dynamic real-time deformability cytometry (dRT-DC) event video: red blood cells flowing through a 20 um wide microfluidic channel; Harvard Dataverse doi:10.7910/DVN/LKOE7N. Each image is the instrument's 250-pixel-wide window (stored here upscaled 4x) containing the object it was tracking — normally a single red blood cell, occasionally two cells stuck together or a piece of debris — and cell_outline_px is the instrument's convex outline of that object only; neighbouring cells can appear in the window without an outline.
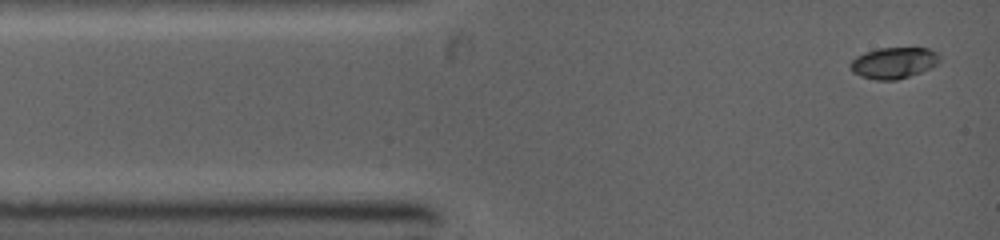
{"species": "common noctule bat (a hibernating species)", "species_latin": "Nyctalus noctula", "temperature_condition": "warm", "stored_images_in_passage": 35, "camera_frame_rate_fps": 5000, "um_per_image_px": 0.085, "animal": {"sex": "female", "body_mass_g": 19.0, "forearm_length_mm": 53.3}, "frame": {"image": 1, "passage_image": 1, "time_ms": 0.0, "image_size_px": [1000, 240], "cell_outline_px": [[940, 60], [932, 68], [896, 80], [876, 80], [860, 76], [852, 72], [848, 64], [856, 56], [864, 52], [876, 48], [928, 48], [936, 52], [940, 56]], "centroid_in_image_um": [75.93, 5.34], "position_along_channel_um": 9.1, "area_um2": 16.36}}
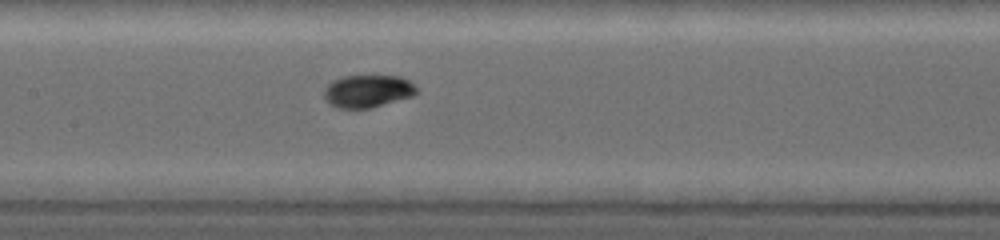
{"frame": {"image": 2, "passage_image": 15, "time_ms": 4.8, "image_size_px": [1000, 240], "cell_outline_px": [[420, 92], [412, 96], [372, 108], [340, 108], [332, 104], [324, 96], [324, 88], [332, 80], [344, 76], [400, 76], [408, 80]], "centroid_in_image_um": [31.27, 7.74], "position_along_channel_um": 176.1, "area_um2": 17.46}}
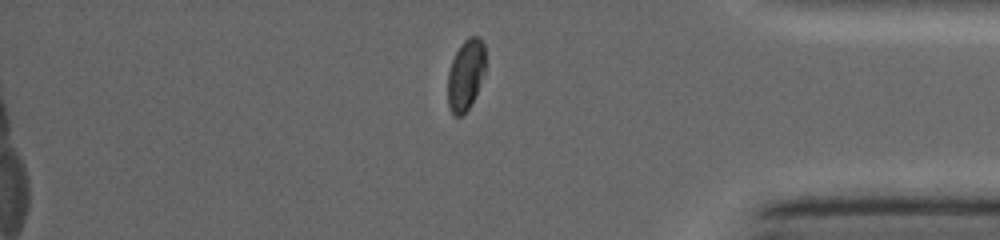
{"frame": {"image": 3, "passage_image": 30, "time_ms": 10.0, "image_size_px": [1000, 240], "cell_outline_px": [[484, 72], [476, 92], [468, 108], [460, 116], [456, 116], [452, 112], [448, 104], [448, 72], [452, 60], [460, 44], [468, 36], [476, 36], [484, 44]], "centroid_in_image_um": [39.56, 6.32], "position_along_channel_um": 395.6, "area_um2": 15.14}}